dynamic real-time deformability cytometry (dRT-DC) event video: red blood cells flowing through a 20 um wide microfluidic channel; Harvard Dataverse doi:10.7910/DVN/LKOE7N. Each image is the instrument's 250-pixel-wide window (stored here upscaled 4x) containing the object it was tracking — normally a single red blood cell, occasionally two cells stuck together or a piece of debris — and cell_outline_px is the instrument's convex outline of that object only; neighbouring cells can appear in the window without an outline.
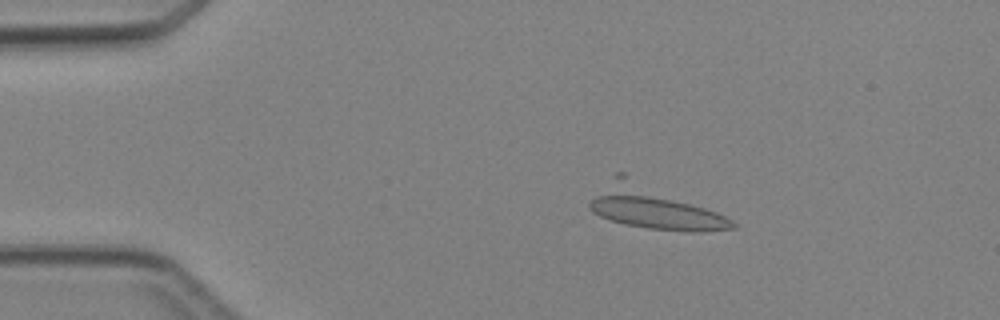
{"species": "Egyptian fruit bat (a non-hibernating species)", "species_latin": "Rousettus aegyptiacus", "temperature_condition": "cold", "stored_images_in_passage": 3, "camera_frame_rate_fps": 3000, "um_per_image_px": 0.085, "animal": {"sex": "female"}, "frame": {"image": 1, "passage_image": 2, "time_ms": 2.0, "image_size_px": [1000, 320], "cell_outline_px": [[736, 228], [704, 232], [692, 232], [648, 228], [624, 224], [608, 220], [592, 212], [588, 208], [588, 204], [596, 196], [616, 192], [624, 192], [648, 196], [688, 204], [704, 208], [716, 212], [732, 220], [736, 224]], "centroid_in_image_um": [55.9, 18.14], "position_along_channel_um": 29.1, "area_um2": 26.76}}